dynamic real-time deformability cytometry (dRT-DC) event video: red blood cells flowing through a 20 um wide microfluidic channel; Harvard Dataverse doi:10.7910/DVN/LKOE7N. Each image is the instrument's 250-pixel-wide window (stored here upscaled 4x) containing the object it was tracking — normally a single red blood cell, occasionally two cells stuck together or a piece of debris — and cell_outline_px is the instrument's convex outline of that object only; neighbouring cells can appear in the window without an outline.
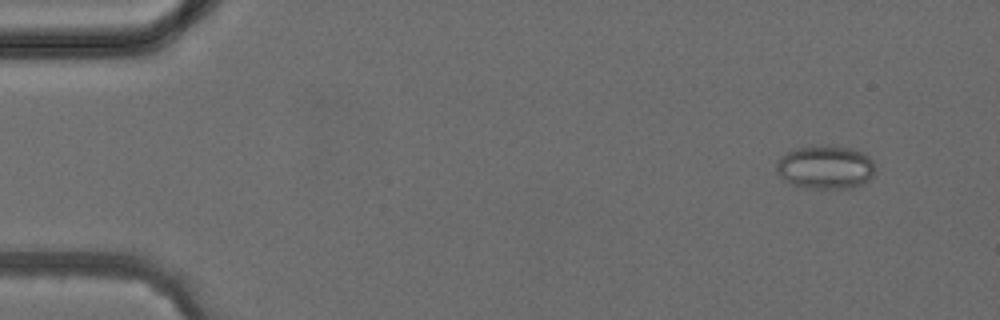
{"species": "common noctule bat (a hibernating species)", "species_latin": "Nyctalus noctula", "temperature_condition": "cold", "stored_images_in_passage": 3, "camera_frame_rate_fps": 3000, "um_per_image_px": 0.085, "animal": {"sex": "female", "body_mass_g": 24.6, "forearm_length_mm": 56.2}, "frame": {"image": 1, "passage_image": 1, "time_ms": 0.0, "image_size_px": [1000, 320], "cell_outline_px": [[872, 176], [868, 180], [860, 184], [848, 188], [812, 188], [792, 184], [776, 172], [776, 164], [780, 156], [796, 148], [820, 144], [828, 144], [852, 148], [864, 152], [872, 160]], "centroid_in_image_um": [70.14, 14.17], "position_along_channel_um": 14.9, "area_um2": 24.97}}